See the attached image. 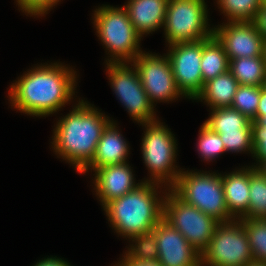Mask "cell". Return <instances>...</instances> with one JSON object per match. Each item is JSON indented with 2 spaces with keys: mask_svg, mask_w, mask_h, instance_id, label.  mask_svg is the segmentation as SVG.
Returning <instances> with one entry per match:
<instances>
[{
  "mask_svg": "<svg viewBox=\"0 0 266 266\" xmlns=\"http://www.w3.org/2000/svg\"><path fill=\"white\" fill-rule=\"evenodd\" d=\"M75 73L57 62L34 67L11 85V106L37 117L57 112L75 95Z\"/></svg>",
  "mask_w": 266,
  "mask_h": 266,
  "instance_id": "6da1fadb",
  "label": "cell"
},
{
  "mask_svg": "<svg viewBox=\"0 0 266 266\" xmlns=\"http://www.w3.org/2000/svg\"><path fill=\"white\" fill-rule=\"evenodd\" d=\"M111 121L81 100L69 114L57 122L52 148L81 173L93 159L101 135Z\"/></svg>",
  "mask_w": 266,
  "mask_h": 266,
  "instance_id": "7a4b0ae2",
  "label": "cell"
},
{
  "mask_svg": "<svg viewBox=\"0 0 266 266\" xmlns=\"http://www.w3.org/2000/svg\"><path fill=\"white\" fill-rule=\"evenodd\" d=\"M158 185L143 181L135 190L103 207L116 233L131 239L155 228L164 214L165 198L158 199Z\"/></svg>",
  "mask_w": 266,
  "mask_h": 266,
  "instance_id": "3957f363",
  "label": "cell"
},
{
  "mask_svg": "<svg viewBox=\"0 0 266 266\" xmlns=\"http://www.w3.org/2000/svg\"><path fill=\"white\" fill-rule=\"evenodd\" d=\"M94 25L99 39L111 54V63L131 62L140 50L141 36L133 27L127 10L103 5L94 11Z\"/></svg>",
  "mask_w": 266,
  "mask_h": 266,
  "instance_id": "277c9868",
  "label": "cell"
},
{
  "mask_svg": "<svg viewBox=\"0 0 266 266\" xmlns=\"http://www.w3.org/2000/svg\"><path fill=\"white\" fill-rule=\"evenodd\" d=\"M186 203L210 215L218 222L235 218L228 212L221 174L182 171L171 188Z\"/></svg>",
  "mask_w": 266,
  "mask_h": 266,
  "instance_id": "5b68a950",
  "label": "cell"
},
{
  "mask_svg": "<svg viewBox=\"0 0 266 266\" xmlns=\"http://www.w3.org/2000/svg\"><path fill=\"white\" fill-rule=\"evenodd\" d=\"M141 125L146 128L142 138V156L151 173L150 180L147 179L145 182L158 184L166 182L165 184L169 183L166 185H169L167 189H171L182 172L173 165L176 159V140L172 132L157 120Z\"/></svg>",
  "mask_w": 266,
  "mask_h": 266,
  "instance_id": "8992f818",
  "label": "cell"
},
{
  "mask_svg": "<svg viewBox=\"0 0 266 266\" xmlns=\"http://www.w3.org/2000/svg\"><path fill=\"white\" fill-rule=\"evenodd\" d=\"M253 261L248 236L239 219L220 222L201 254V266H247Z\"/></svg>",
  "mask_w": 266,
  "mask_h": 266,
  "instance_id": "52a82bcc",
  "label": "cell"
},
{
  "mask_svg": "<svg viewBox=\"0 0 266 266\" xmlns=\"http://www.w3.org/2000/svg\"><path fill=\"white\" fill-rule=\"evenodd\" d=\"M207 12L204 0H169L164 22L168 45L213 36L214 29L208 27Z\"/></svg>",
  "mask_w": 266,
  "mask_h": 266,
  "instance_id": "ba28073f",
  "label": "cell"
},
{
  "mask_svg": "<svg viewBox=\"0 0 266 266\" xmlns=\"http://www.w3.org/2000/svg\"><path fill=\"white\" fill-rule=\"evenodd\" d=\"M168 191L164 196L163 218L202 254L220 222L186 203L172 189Z\"/></svg>",
  "mask_w": 266,
  "mask_h": 266,
  "instance_id": "9c48e42d",
  "label": "cell"
},
{
  "mask_svg": "<svg viewBox=\"0 0 266 266\" xmlns=\"http://www.w3.org/2000/svg\"><path fill=\"white\" fill-rule=\"evenodd\" d=\"M108 76L117 98L123 103L129 115L136 122L147 123L157 120L154 106L142 87L138 70L128 66L127 62H107Z\"/></svg>",
  "mask_w": 266,
  "mask_h": 266,
  "instance_id": "30bf717a",
  "label": "cell"
},
{
  "mask_svg": "<svg viewBox=\"0 0 266 266\" xmlns=\"http://www.w3.org/2000/svg\"><path fill=\"white\" fill-rule=\"evenodd\" d=\"M132 62L153 106L156 101H173L183 95L176 85L167 55L158 56L142 51Z\"/></svg>",
  "mask_w": 266,
  "mask_h": 266,
  "instance_id": "8fae6325",
  "label": "cell"
},
{
  "mask_svg": "<svg viewBox=\"0 0 266 266\" xmlns=\"http://www.w3.org/2000/svg\"><path fill=\"white\" fill-rule=\"evenodd\" d=\"M167 57L172 67L173 76L183 96L195 99L203 89L201 59L203 40L179 42L169 45Z\"/></svg>",
  "mask_w": 266,
  "mask_h": 266,
  "instance_id": "7c38bea8",
  "label": "cell"
},
{
  "mask_svg": "<svg viewBox=\"0 0 266 266\" xmlns=\"http://www.w3.org/2000/svg\"><path fill=\"white\" fill-rule=\"evenodd\" d=\"M214 27L213 35L223 45L228 59L263 56L264 37L253 22H227Z\"/></svg>",
  "mask_w": 266,
  "mask_h": 266,
  "instance_id": "4fadbf2b",
  "label": "cell"
},
{
  "mask_svg": "<svg viewBox=\"0 0 266 266\" xmlns=\"http://www.w3.org/2000/svg\"><path fill=\"white\" fill-rule=\"evenodd\" d=\"M156 234L162 266H201V254L169 222L162 218L152 230Z\"/></svg>",
  "mask_w": 266,
  "mask_h": 266,
  "instance_id": "5bb4252c",
  "label": "cell"
},
{
  "mask_svg": "<svg viewBox=\"0 0 266 266\" xmlns=\"http://www.w3.org/2000/svg\"><path fill=\"white\" fill-rule=\"evenodd\" d=\"M94 172V189L103 207L111 200L135 190L142 183L135 184L134 175L127 162L104 166Z\"/></svg>",
  "mask_w": 266,
  "mask_h": 266,
  "instance_id": "9a60e30c",
  "label": "cell"
},
{
  "mask_svg": "<svg viewBox=\"0 0 266 266\" xmlns=\"http://www.w3.org/2000/svg\"><path fill=\"white\" fill-rule=\"evenodd\" d=\"M128 150L129 146L118 131L116 123L111 121L101 135L93 159L81 173H86L90 169L95 171L104 166L126 163Z\"/></svg>",
  "mask_w": 266,
  "mask_h": 266,
  "instance_id": "2e32d148",
  "label": "cell"
},
{
  "mask_svg": "<svg viewBox=\"0 0 266 266\" xmlns=\"http://www.w3.org/2000/svg\"><path fill=\"white\" fill-rule=\"evenodd\" d=\"M169 0H128L123 7L129 14L130 21L142 37L164 26Z\"/></svg>",
  "mask_w": 266,
  "mask_h": 266,
  "instance_id": "e0dca14e",
  "label": "cell"
},
{
  "mask_svg": "<svg viewBox=\"0 0 266 266\" xmlns=\"http://www.w3.org/2000/svg\"><path fill=\"white\" fill-rule=\"evenodd\" d=\"M221 180L228 212L239 219L249 209V167L221 175Z\"/></svg>",
  "mask_w": 266,
  "mask_h": 266,
  "instance_id": "ac0fdd59",
  "label": "cell"
},
{
  "mask_svg": "<svg viewBox=\"0 0 266 266\" xmlns=\"http://www.w3.org/2000/svg\"><path fill=\"white\" fill-rule=\"evenodd\" d=\"M238 86L239 83L228 70L205 82L194 100H205L210 109L231 107Z\"/></svg>",
  "mask_w": 266,
  "mask_h": 266,
  "instance_id": "d6986e66",
  "label": "cell"
},
{
  "mask_svg": "<svg viewBox=\"0 0 266 266\" xmlns=\"http://www.w3.org/2000/svg\"><path fill=\"white\" fill-rule=\"evenodd\" d=\"M204 83L229 70V59L223 45L213 35L203 40L200 63Z\"/></svg>",
  "mask_w": 266,
  "mask_h": 266,
  "instance_id": "ffe728a7",
  "label": "cell"
},
{
  "mask_svg": "<svg viewBox=\"0 0 266 266\" xmlns=\"http://www.w3.org/2000/svg\"><path fill=\"white\" fill-rule=\"evenodd\" d=\"M229 71L239 85H264L266 64L263 56L231 59L229 60Z\"/></svg>",
  "mask_w": 266,
  "mask_h": 266,
  "instance_id": "44dd1931",
  "label": "cell"
},
{
  "mask_svg": "<svg viewBox=\"0 0 266 266\" xmlns=\"http://www.w3.org/2000/svg\"><path fill=\"white\" fill-rule=\"evenodd\" d=\"M210 117L204 122L216 133L252 132L251 120L232 107L211 109Z\"/></svg>",
  "mask_w": 266,
  "mask_h": 266,
  "instance_id": "7402d4cb",
  "label": "cell"
},
{
  "mask_svg": "<svg viewBox=\"0 0 266 266\" xmlns=\"http://www.w3.org/2000/svg\"><path fill=\"white\" fill-rule=\"evenodd\" d=\"M249 209L241 218L266 219V177L249 166Z\"/></svg>",
  "mask_w": 266,
  "mask_h": 266,
  "instance_id": "603a6c76",
  "label": "cell"
},
{
  "mask_svg": "<svg viewBox=\"0 0 266 266\" xmlns=\"http://www.w3.org/2000/svg\"><path fill=\"white\" fill-rule=\"evenodd\" d=\"M242 222L255 262L266 264V219L239 218Z\"/></svg>",
  "mask_w": 266,
  "mask_h": 266,
  "instance_id": "cb8c5ba5",
  "label": "cell"
},
{
  "mask_svg": "<svg viewBox=\"0 0 266 266\" xmlns=\"http://www.w3.org/2000/svg\"><path fill=\"white\" fill-rule=\"evenodd\" d=\"M228 22H253L262 0H217Z\"/></svg>",
  "mask_w": 266,
  "mask_h": 266,
  "instance_id": "d4e9b609",
  "label": "cell"
},
{
  "mask_svg": "<svg viewBox=\"0 0 266 266\" xmlns=\"http://www.w3.org/2000/svg\"><path fill=\"white\" fill-rule=\"evenodd\" d=\"M260 96L261 86L239 85L231 107L252 121L256 117Z\"/></svg>",
  "mask_w": 266,
  "mask_h": 266,
  "instance_id": "484cf974",
  "label": "cell"
},
{
  "mask_svg": "<svg viewBox=\"0 0 266 266\" xmlns=\"http://www.w3.org/2000/svg\"><path fill=\"white\" fill-rule=\"evenodd\" d=\"M135 245H130L124 258L153 261L159 256L156 234L153 231L132 237Z\"/></svg>",
  "mask_w": 266,
  "mask_h": 266,
  "instance_id": "4316f807",
  "label": "cell"
},
{
  "mask_svg": "<svg viewBox=\"0 0 266 266\" xmlns=\"http://www.w3.org/2000/svg\"><path fill=\"white\" fill-rule=\"evenodd\" d=\"M198 151L199 154L206 160L211 161L218 157L219 154L226 152L224 144L220 138V135L212 131L204 123L199 130Z\"/></svg>",
  "mask_w": 266,
  "mask_h": 266,
  "instance_id": "83f0119b",
  "label": "cell"
},
{
  "mask_svg": "<svg viewBox=\"0 0 266 266\" xmlns=\"http://www.w3.org/2000/svg\"><path fill=\"white\" fill-rule=\"evenodd\" d=\"M224 144L225 151H250L253 154L252 132L218 133Z\"/></svg>",
  "mask_w": 266,
  "mask_h": 266,
  "instance_id": "f1b7e54d",
  "label": "cell"
},
{
  "mask_svg": "<svg viewBox=\"0 0 266 266\" xmlns=\"http://www.w3.org/2000/svg\"><path fill=\"white\" fill-rule=\"evenodd\" d=\"M252 129V144L253 157L256 158L257 165L266 159V127L257 125L254 121L251 122Z\"/></svg>",
  "mask_w": 266,
  "mask_h": 266,
  "instance_id": "f546056e",
  "label": "cell"
},
{
  "mask_svg": "<svg viewBox=\"0 0 266 266\" xmlns=\"http://www.w3.org/2000/svg\"><path fill=\"white\" fill-rule=\"evenodd\" d=\"M18 6L25 14L33 16H44L52 9L59 0H16Z\"/></svg>",
  "mask_w": 266,
  "mask_h": 266,
  "instance_id": "4dcf8cb0",
  "label": "cell"
},
{
  "mask_svg": "<svg viewBox=\"0 0 266 266\" xmlns=\"http://www.w3.org/2000/svg\"><path fill=\"white\" fill-rule=\"evenodd\" d=\"M259 126L266 127V89L261 86V96L257 108L256 117L252 120Z\"/></svg>",
  "mask_w": 266,
  "mask_h": 266,
  "instance_id": "1f68e13d",
  "label": "cell"
},
{
  "mask_svg": "<svg viewBox=\"0 0 266 266\" xmlns=\"http://www.w3.org/2000/svg\"><path fill=\"white\" fill-rule=\"evenodd\" d=\"M253 23L256 25L258 32L266 39V5H261Z\"/></svg>",
  "mask_w": 266,
  "mask_h": 266,
  "instance_id": "d6a6232c",
  "label": "cell"
},
{
  "mask_svg": "<svg viewBox=\"0 0 266 266\" xmlns=\"http://www.w3.org/2000/svg\"><path fill=\"white\" fill-rule=\"evenodd\" d=\"M116 266H162L157 260L145 261L134 258H123Z\"/></svg>",
  "mask_w": 266,
  "mask_h": 266,
  "instance_id": "836d02e7",
  "label": "cell"
},
{
  "mask_svg": "<svg viewBox=\"0 0 266 266\" xmlns=\"http://www.w3.org/2000/svg\"><path fill=\"white\" fill-rule=\"evenodd\" d=\"M34 266H70L66 261L62 260L61 258L55 257H48L44 260H39Z\"/></svg>",
  "mask_w": 266,
  "mask_h": 266,
  "instance_id": "e575fe53",
  "label": "cell"
},
{
  "mask_svg": "<svg viewBox=\"0 0 266 266\" xmlns=\"http://www.w3.org/2000/svg\"><path fill=\"white\" fill-rule=\"evenodd\" d=\"M266 177V159L263 160L258 166H255Z\"/></svg>",
  "mask_w": 266,
  "mask_h": 266,
  "instance_id": "d590c367",
  "label": "cell"
},
{
  "mask_svg": "<svg viewBox=\"0 0 266 266\" xmlns=\"http://www.w3.org/2000/svg\"><path fill=\"white\" fill-rule=\"evenodd\" d=\"M263 58L266 64V39H264V46H263Z\"/></svg>",
  "mask_w": 266,
  "mask_h": 266,
  "instance_id": "8d00e7d4",
  "label": "cell"
},
{
  "mask_svg": "<svg viewBox=\"0 0 266 266\" xmlns=\"http://www.w3.org/2000/svg\"><path fill=\"white\" fill-rule=\"evenodd\" d=\"M247 266H266V264H264V263H258V262L253 261L252 263H250Z\"/></svg>",
  "mask_w": 266,
  "mask_h": 266,
  "instance_id": "74e56055",
  "label": "cell"
},
{
  "mask_svg": "<svg viewBox=\"0 0 266 266\" xmlns=\"http://www.w3.org/2000/svg\"><path fill=\"white\" fill-rule=\"evenodd\" d=\"M262 5H266V0H262Z\"/></svg>",
  "mask_w": 266,
  "mask_h": 266,
  "instance_id": "f35d334b",
  "label": "cell"
},
{
  "mask_svg": "<svg viewBox=\"0 0 266 266\" xmlns=\"http://www.w3.org/2000/svg\"><path fill=\"white\" fill-rule=\"evenodd\" d=\"M263 87L266 89V78H265Z\"/></svg>",
  "mask_w": 266,
  "mask_h": 266,
  "instance_id": "ab89813d",
  "label": "cell"
}]
</instances>
